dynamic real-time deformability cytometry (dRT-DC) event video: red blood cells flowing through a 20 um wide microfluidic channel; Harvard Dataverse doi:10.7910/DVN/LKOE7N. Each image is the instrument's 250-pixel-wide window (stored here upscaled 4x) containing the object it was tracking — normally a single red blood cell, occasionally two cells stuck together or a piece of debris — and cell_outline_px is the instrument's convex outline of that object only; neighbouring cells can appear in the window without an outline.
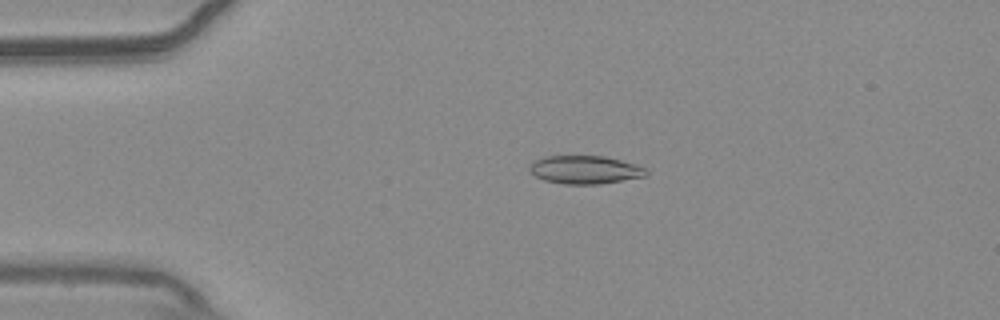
{"species": "common noctule bat (a hibernating species)", "species_latin": "Nyctalus noctula", "temperature_condition": "warm", "stored_images_in_passage": 54, "camera_frame_rate_fps": 3000, "um_per_image_px": 0.085, "animal": {"sex": "male", "body_mass_g": 20.4}, "frame": {"image": 1, "passage_image": 12, "time_ms": 3.667, "image_size_px": [1000, 320], "cell_outline_px": [[648, 176], [600, 184], [564, 184], [544, 180], [536, 176], [528, 168], [528, 164], [544, 156], [604, 156], [636, 164], [648, 168]], "centroid_in_image_um": [49.76, 14.43], "position_along_channel_um": 35.2, "area_um2": 19.31}}
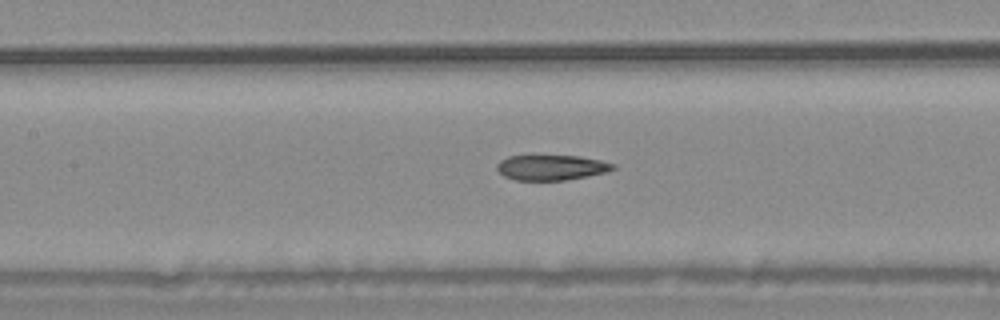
{"frame": {"image": 2, "passage_image": 25, "time_ms": 8.0, "image_size_px": [1000, 320], "cell_outline_px": [[616, 168], [608, 172], [568, 180], [516, 180], [504, 176], [496, 168], [496, 164], [500, 160], [508, 156], [580, 156], [600, 160], [616, 164]], "centroid_in_image_um": [46.89, 14.24], "position_along_channel_um": 160.5, "area_um2": 17.17}}
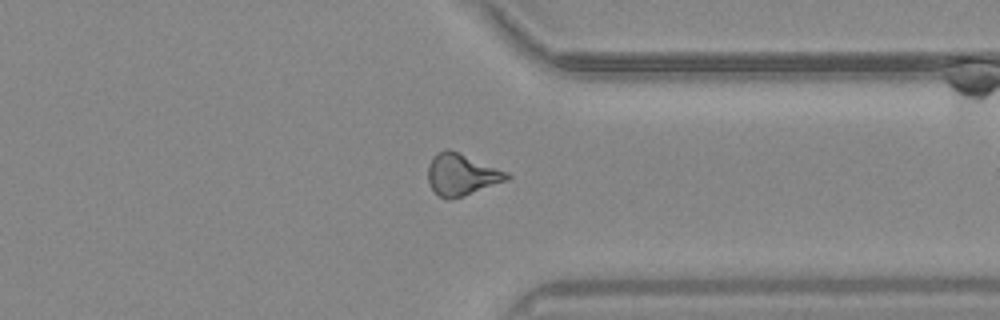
{"frame": {"image": 3, "passage_image": 42, "time_ms": 13.667, "image_size_px": [1000, 320], "cell_outline_px": [[512, 176], [508, 180], [464, 196], [448, 200], [440, 196], [432, 188], [428, 180], [428, 168], [432, 156], [436, 152], [448, 148], [508, 172]], "centroid_in_image_um": [39.24, 14.83], "position_along_channel_um": 372.2, "area_um2": 19.13}, "authors_computed_cell_mechanics": {"area_um2": 18.7561, "velocity_mm_per_s": 3.7656, "shape_relaxation_time_tau1_ms": null, "shape_relaxation_time_tau2_ms": 4.2442, "deformation_change_tau1": null, "deformation_change_tau2": 0.1291}}